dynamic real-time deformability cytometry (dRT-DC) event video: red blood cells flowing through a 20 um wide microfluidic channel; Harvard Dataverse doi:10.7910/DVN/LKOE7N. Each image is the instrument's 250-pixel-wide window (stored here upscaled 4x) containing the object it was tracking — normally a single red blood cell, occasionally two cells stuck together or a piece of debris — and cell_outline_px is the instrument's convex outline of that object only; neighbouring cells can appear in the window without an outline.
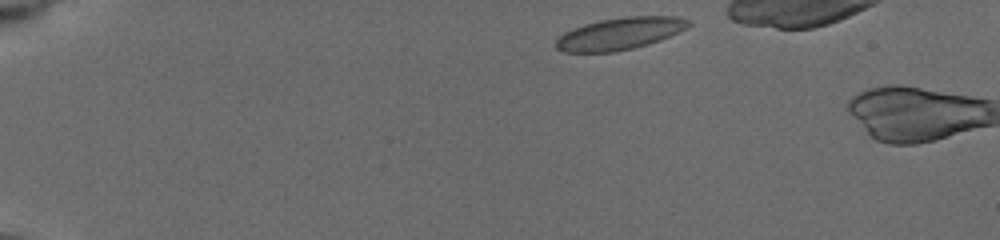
{"species": "common noctule bat (a hibernating species)", "species_latin": "Nyctalus noctula", "temperature_condition": "cold", "stored_images_in_passage": 3, "camera_frame_rate_fps": 3000, "um_per_image_px": 0.085, "animal": {"sex": "female", "body_mass_g": 19.5, "forearm_length_mm": 54.1}, "frame": {"image": 1, "passage_image": 1, "time_ms": 0.0, "image_size_px": [1000, 240], "cell_outline_px": [[692, 24], [668, 36], [648, 44], [632, 48], [612, 52], [564, 52], [556, 48], [556, 40], [564, 32], [588, 24], [604, 20], [628, 16], [672, 16], [692, 20]], "centroid_in_image_um": [52.69, 2.86], "position_along_channel_um": 32.3, "area_um2": 24.16}}